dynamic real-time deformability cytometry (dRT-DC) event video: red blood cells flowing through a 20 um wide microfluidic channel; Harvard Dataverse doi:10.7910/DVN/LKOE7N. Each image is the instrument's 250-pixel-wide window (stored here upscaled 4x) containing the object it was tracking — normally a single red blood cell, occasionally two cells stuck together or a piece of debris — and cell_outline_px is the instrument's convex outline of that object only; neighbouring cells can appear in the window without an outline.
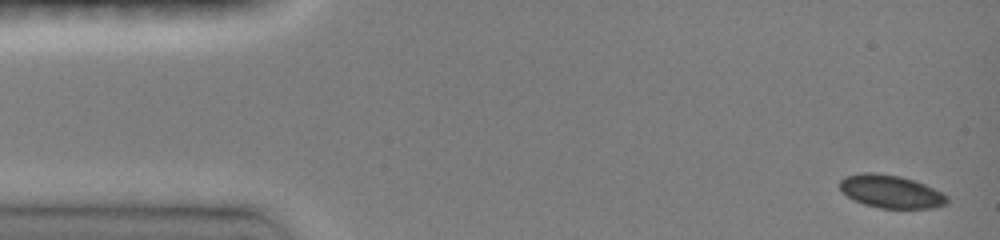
{"species": "common noctule bat (a hibernating species)", "species_latin": "Nyctalus noctula", "temperature_condition": "room temperature", "stored_images_in_passage": 12, "camera_frame_rate_fps": 3000, "um_per_image_px": 0.085, "animal": {"sex": "female", "body_mass_g": 19.0, "forearm_length_mm": 51.5}, "frame": {"image": 1, "passage_image": 1, "time_ms": 0.0, "image_size_px": [1000, 240], "cell_outline_px": [[948, 204], [932, 208], [880, 208], [864, 204], [840, 192], [840, 180], [844, 176], [864, 172], [872, 172], [900, 176], [924, 184], [948, 196]], "centroid_in_image_um": [75.71, 16.28], "position_along_channel_um": 9.3, "area_um2": 20.52}}
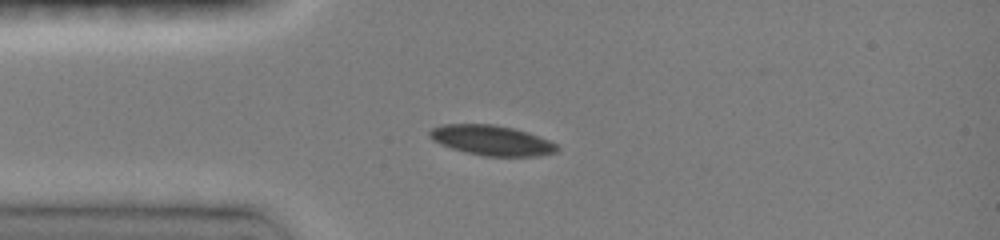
{"frame": {"image": 2, "passage_image": 10, "time_ms": 3.333, "image_size_px": [1000, 240], "cell_outline_px": [[560, 148], [556, 152], [540, 156], [484, 156], [452, 148], [440, 144], [432, 140], [428, 136], [428, 132], [432, 128], [440, 124], [492, 124], [512, 128], [528, 132], [548, 140], [556, 144]], "centroid_in_image_um": [41.78, 11.92], "position_along_channel_um": 43.2, "area_um2": 22.31}}